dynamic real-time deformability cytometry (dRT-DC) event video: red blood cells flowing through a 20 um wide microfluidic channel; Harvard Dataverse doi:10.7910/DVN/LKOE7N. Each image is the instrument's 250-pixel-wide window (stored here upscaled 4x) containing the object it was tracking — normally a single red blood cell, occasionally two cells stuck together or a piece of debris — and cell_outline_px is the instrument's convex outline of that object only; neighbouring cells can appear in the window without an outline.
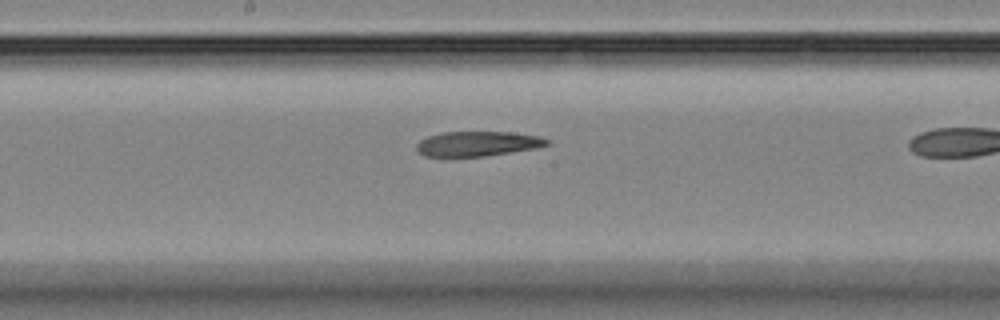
{"species": "Egyptian fruit bat (a non-hibernating species)", "species_latin": "Rousettus aegyptiacus", "temperature_condition": "room temperature", "stored_images_in_passage": 20, "camera_frame_rate_fps": 3000, "um_per_image_px": 0.085, "animal": {"sex": "female"}, "frame": {"image": 1, "passage_image": 11, "time_ms": 3.333, "image_size_px": [1000, 320], "cell_outline_px": [[552, 144], [536, 148], [484, 156], [424, 156], [416, 148], [416, 144], [420, 140], [428, 136], [440, 132], [512, 132], [540, 136], [548, 140]], "centroid_in_image_um": [40.61, 12.2], "position_along_channel_um": 207.6, "area_um2": 18.84}}
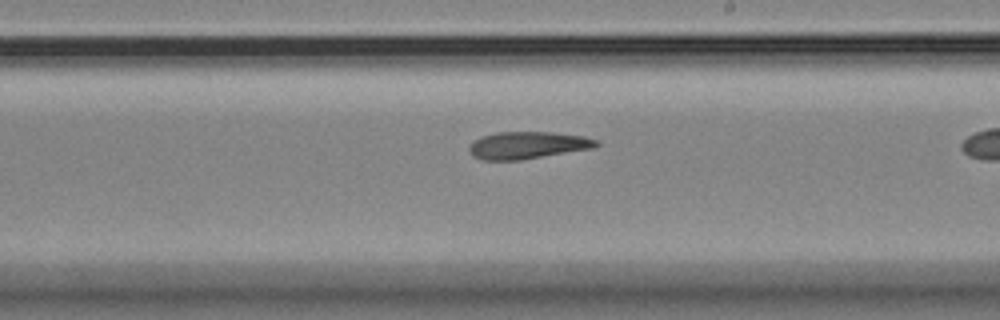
{"frame": {"image": 2, "passage_image": 14, "time_ms": 4.333, "image_size_px": [1000, 320], "cell_outline_px": [[600, 144], [596, 148], [520, 160], [480, 160], [472, 156], [468, 148], [472, 140], [496, 132], [548, 132], [584, 136], [600, 140]], "centroid_in_image_um": [44.87, 12.35], "position_along_channel_um": 244.1, "area_um2": 20.4}}